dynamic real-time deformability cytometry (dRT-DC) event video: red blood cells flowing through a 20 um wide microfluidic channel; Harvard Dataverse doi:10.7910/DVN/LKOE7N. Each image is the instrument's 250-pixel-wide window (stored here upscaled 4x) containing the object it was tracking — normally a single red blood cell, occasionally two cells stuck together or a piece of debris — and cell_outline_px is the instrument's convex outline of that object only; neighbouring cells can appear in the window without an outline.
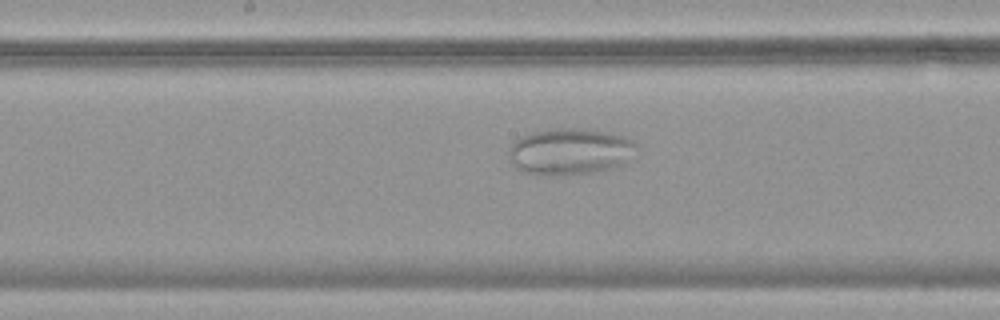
{"species": "common noctule bat (a hibernating species)", "species_latin": "Nyctalus noctula", "temperature_condition": "warm", "stored_images_in_passage": 41, "camera_frame_rate_fps": 3000, "um_per_image_px": 0.085, "animal": {"sex": "female", "body_mass_g": 19.9}, "frame": {"image": 1, "passage_image": 22, "time_ms": 7.0, "image_size_px": [1000, 320], "cell_outline_px": [[640, 148], [624, 164], [612, 168], [592, 172], [564, 176], [544, 176], [524, 172], [516, 168], [512, 164], [508, 156], [508, 152], [512, 140], [532, 132], [548, 128], [580, 128], [608, 132], [624, 136], [632, 140]], "centroid_in_image_um": [48.43, 12.88], "position_along_channel_um": 199.8, "area_um2": 35.43}}
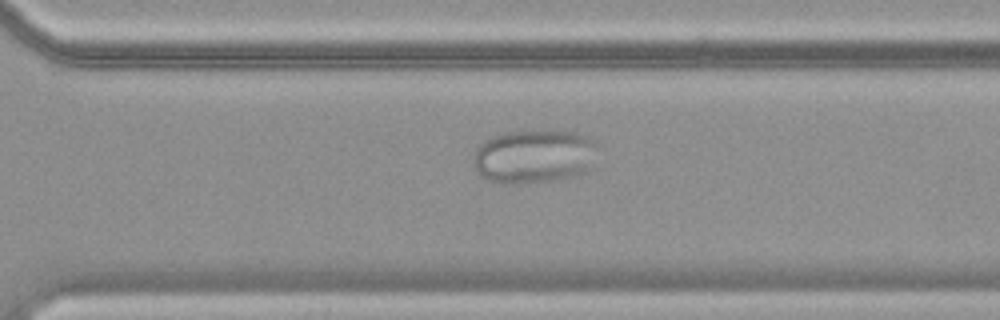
{"frame": {"image": 2, "passage_image": 32, "time_ms": 10.333, "image_size_px": [1000, 320], "cell_outline_px": [[596, 144], [588, 168], [584, 172], [576, 176], [556, 180], [524, 184], [500, 184], [488, 180], [480, 176], [476, 172], [472, 164], [472, 156], [476, 148], [484, 140], [492, 136], [504, 132], [520, 128], [548, 128], [576, 132], [588, 136], [596, 140]], "centroid_in_image_um": [45.31, 13.24], "position_along_channel_um": 325.3, "area_um2": 40.52}}
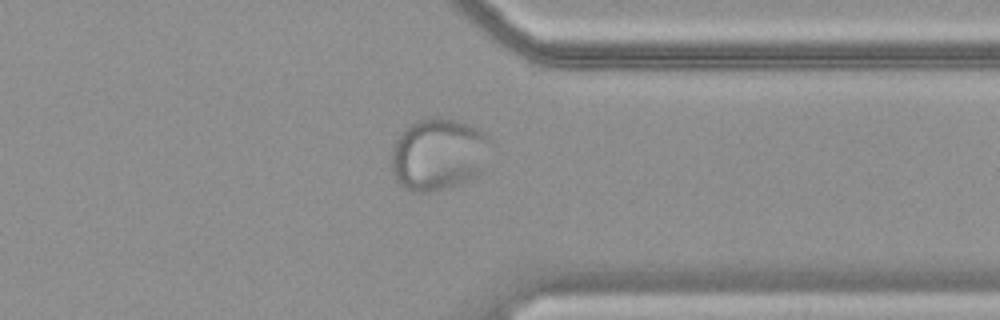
{"frame": {"image": 3, "passage_image": 36, "time_ms": 11.667, "image_size_px": [1000, 320], "cell_outline_px": [[492, 140], [480, 172], [476, 176], [456, 184], [428, 192], [412, 192], [404, 188], [396, 180], [392, 172], [392, 148], [400, 132], [404, 128], [416, 120], [432, 116], [440, 116], [456, 120], [468, 124], [488, 132]], "centroid_in_image_um": [37.25, 13.06], "position_along_channel_um": 374.1, "area_um2": 41.91}}